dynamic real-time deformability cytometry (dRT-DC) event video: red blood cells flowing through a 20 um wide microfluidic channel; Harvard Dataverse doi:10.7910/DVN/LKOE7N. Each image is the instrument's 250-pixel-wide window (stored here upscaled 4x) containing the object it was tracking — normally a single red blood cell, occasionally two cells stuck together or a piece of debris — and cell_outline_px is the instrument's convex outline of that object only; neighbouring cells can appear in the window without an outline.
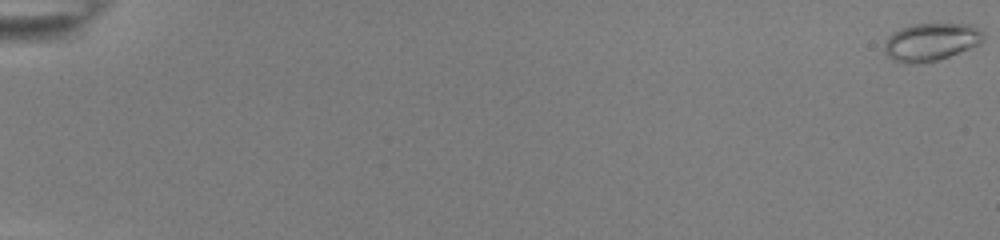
{"species": "common noctule bat (a hibernating species)", "species_latin": "Nyctalus noctula", "temperature_condition": "room temperature", "stored_images_in_passage": 55, "camera_frame_rate_fps": 3000, "um_per_image_px": 0.085, "animal": {"sex": "female", "body_mass_g": 22.0, "forearm_length_mm": 56.7}, "frame": {"image": 1, "passage_image": 1, "time_ms": 0.0, "image_size_px": [1000, 240], "cell_outline_px": [[984, 40], [980, 44], [948, 56], [936, 60], [916, 64], [904, 64], [892, 60], [884, 52], [884, 44], [888, 36], [892, 32], [900, 28], [912, 24], [972, 24], [980, 28], [984, 32]], "centroid_in_image_um": [79.12, 3.56], "position_along_channel_um": 5.9, "area_um2": 22.02}}
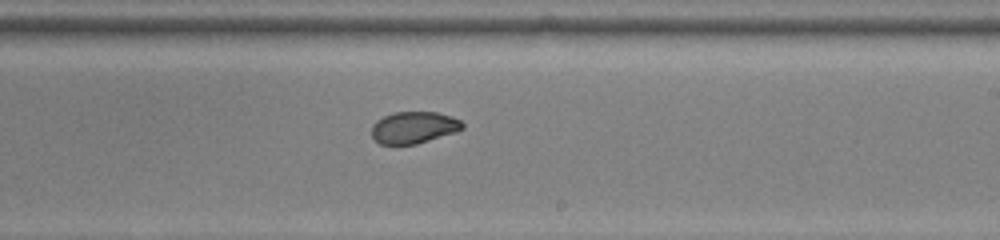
{"frame": {"image": 2, "passage_image": 36, "time_ms": 11.667, "image_size_px": [1000, 240], "cell_outline_px": [[464, 128], [456, 132], [416, 144], [380, 144], [372, 136], [372, 124], [376, 120], [384, 116], [396, 112], [436, 112], [452, 116], [460, 120], [464, 124]], "centroid_in_image_um": [35.18, 10.83], "position_along_channel_um": 253.8, "area_um2": 16.82}}
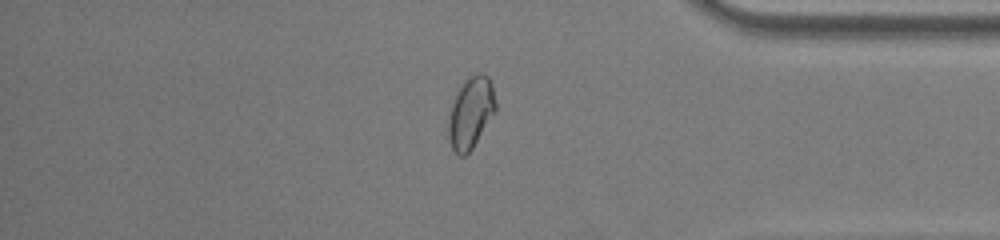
{"frame": {"image": 3, "passage_image": 48, "time_ms": 15.667, "image_size_px": [1000, 240], "cell_outline_px": [[496, 112], [472, 148], [464, 156], [460, 156], [452, 148], [448, 140], [448, 116], [456, 92], [464, 80], [468, 76], [480, 72], [488, 76], [492, 84], [496, 104]], "centroid_in_image_um": [40.01, 9.56], "position_along_channel_um": 395.2, "area_um2": 19.83}, "authors_computed_cell_mechanics": {"area_um2": 19.363, "velocity_mm_per_s": 3.8852, "shape_relaxation_time_tau1_ms": null, "shape_relaxation_time_tau2_ms": 1.4479, "deformation_change_tau1": null, "deformation_change_tau2": 0.0462}}